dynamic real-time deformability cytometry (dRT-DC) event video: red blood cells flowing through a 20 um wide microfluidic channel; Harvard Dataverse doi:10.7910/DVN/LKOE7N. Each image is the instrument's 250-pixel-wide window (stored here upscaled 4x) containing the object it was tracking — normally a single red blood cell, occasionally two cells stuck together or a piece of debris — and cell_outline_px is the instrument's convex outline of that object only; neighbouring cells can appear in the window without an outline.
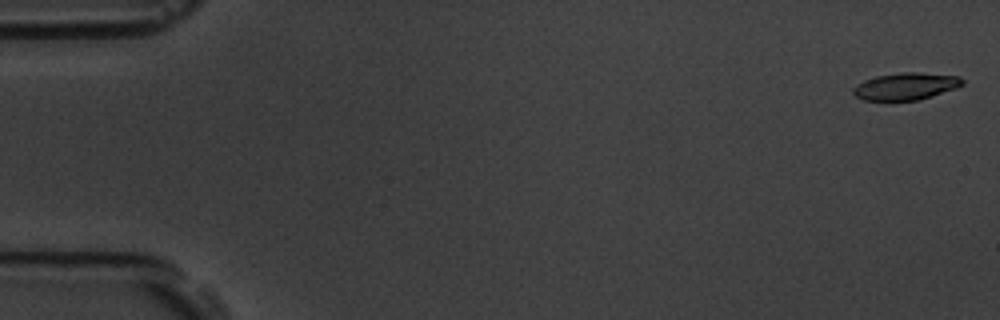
{"species": "common noctule bat (a hibernating species)", "species_latin": "Nyctalus noctula", "temperature_condition": "room temperature", "stored_images_in_passage": 56, "camera_frame_rate_fps": 3000, "um_per_image_px": 0.085, "animal": {"sex": "male", "body_mass_g": 19.5, "forearm_length_mm": 54.6}, "frame": {"image": 1, "passage_image": 1, "time_ms": 0.0, "image_size_px": [1000, 320], "cell_outline_px": [[964, 84], [956, 88], [920, 100], [864, 100], [856, 96], [852, 92], [852, 88], [856, 84], [864, 80], [876, 76], [900, 72], [920, 72], [960, 76], [964, 80]], "centroid_in_image_um": [77.0, 7.32], "position_along_channel_um": 8.0, "area_um2": 17.4}}
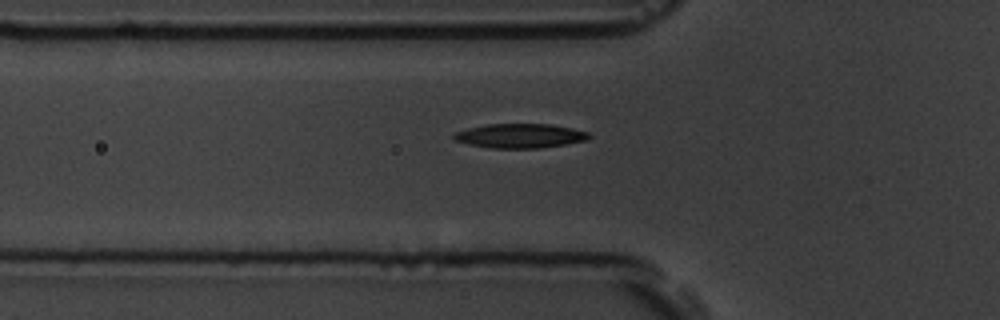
{"frame": {"image": 2, "passage_image": 19, "time_ms": 6.0, "image_size_px": [1000, 320], "cell_outline_px": [[592, 136], [584, 140], [564, 144], [540, 148], [488, 148], [468, 144], [452, 140], [452, 132], [468, 128], [488, 124], [552, 124], [572, 128], [588, 132]], "centroid_in_image_um": [44.13, 11.54], "position_along_channel_um": 81.7, "area_um2": 19.25}}
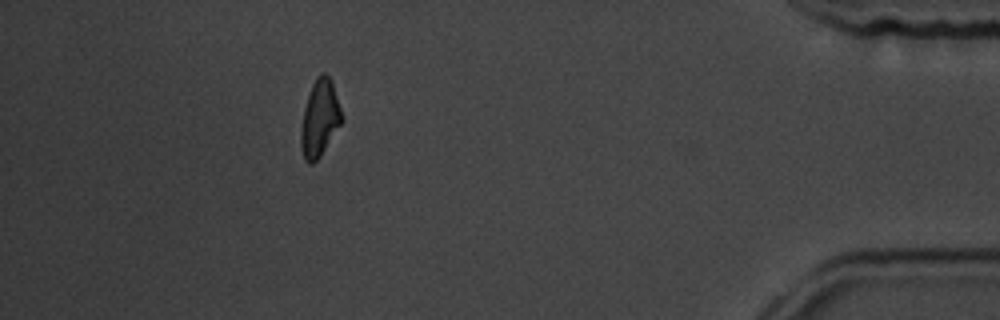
{"frame": {"image": 3, "passage_image": 50, "time_ms": 16.333, "image_size_px": [1000, 320], "cell_outline_px": [[344, 120], [320, 156], [312, 164], [308, 164], [304, 160], [300, 144], [300, 132], [304, 108], [312, 84], [316, 76], [320, 72], [324, 72], [332, 80], [344, 116]], "centroid_in_image_um": [27.19, 10.04], "position_along_channel_um": 408.0, "area_um2": 18.55}, "authors_computed_cell_mechanics": {"area_um2": 18.4671, "velocity_mm_per_s": 3.6722, "shape_relaxation_time_tau1_ms": 2.644, "shape_relaxation_time_tau2_ms": null, "deformation_change_tau1": 0.1192, "deformation_change_tau2": null}}